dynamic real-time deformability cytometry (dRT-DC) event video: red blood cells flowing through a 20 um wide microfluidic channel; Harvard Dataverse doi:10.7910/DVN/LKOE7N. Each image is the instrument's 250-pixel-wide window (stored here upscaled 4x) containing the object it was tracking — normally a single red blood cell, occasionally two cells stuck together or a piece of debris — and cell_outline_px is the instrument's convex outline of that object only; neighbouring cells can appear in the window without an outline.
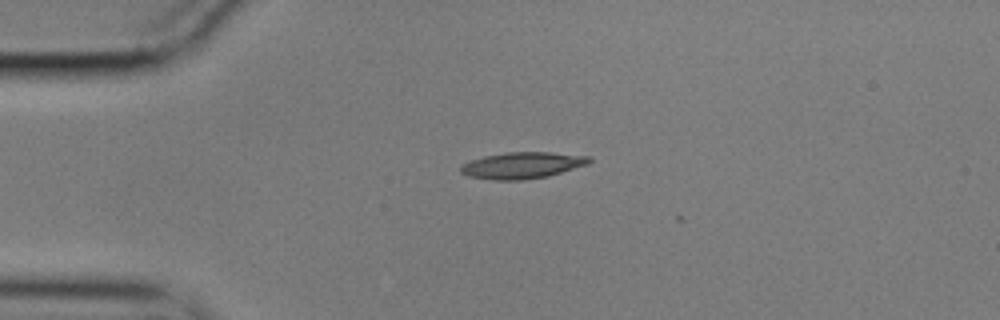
{"species": "common noctule bat (a hibernating species)", "species_latin": "Nyctalus noctula", "temperature_condition": "cold", "stored_images_in_passage": 4, "camera_frame_rate_fps": 3000, "um_per_image_px": 0.085, "animal": {"sex": "male", "body_mass_g": 17.9}, "frame": {"image": 1, "passage_image": 1, "time_ms": 0.0, "image_size_px": [1000, 320], "cell_outline_px": [[592, 160], [588, 164], [548, 176], [520, 180], [496, 180], [468, 176], [460, 172], [460, 164], [484, 156], [508, 152], [552, 152], [592, 156]], "centroid_in_image_um": [44.41, 14.04], "position_along_channel_um": 40.6, "area_um2": 19.83}}